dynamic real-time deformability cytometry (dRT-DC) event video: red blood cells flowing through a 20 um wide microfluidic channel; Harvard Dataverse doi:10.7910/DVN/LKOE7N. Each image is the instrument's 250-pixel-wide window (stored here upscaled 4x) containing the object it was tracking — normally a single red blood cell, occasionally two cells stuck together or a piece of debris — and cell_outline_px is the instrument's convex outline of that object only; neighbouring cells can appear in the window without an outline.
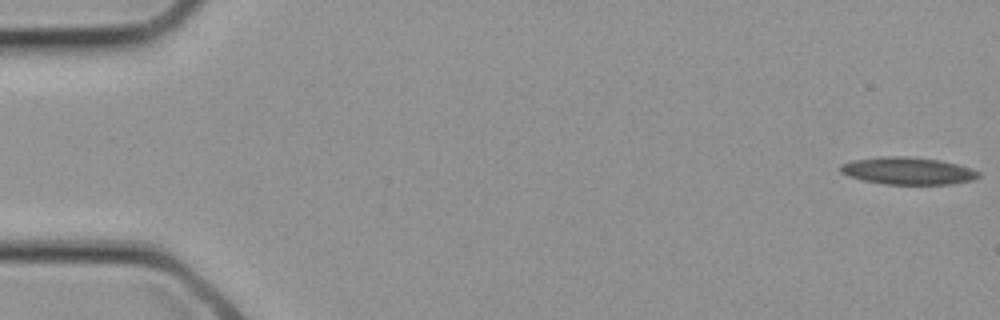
{"species": "common noctule bat (a hibernating species)", "species_latin": "Nyctalus noctula", "temperature_condition": "cold", "stored_images_in_passage": 3, "camera_frame_rate_fps": 3000, "um_per_image_px": 0.085, "animal": {"sex": "female", "body_mass_g": 21.9}, "frame": {"image": 1, "passage_image": 3, "time_ms": 0.667, "image_size_px": [1000, 320], "cell_outline_px": [[980, 176], [972, 180], [952, 184], [884, 184], [864, 180], [848, 176], [840, 172], [840, 164], [852, 160], [880, 156], [908, 156], [940, 160], [972, 168], [980, 172]], "centroid_in_image_um": [77.16, 14.51], "position_along_channel_um": 7.8, "area_um2": 22.08}}